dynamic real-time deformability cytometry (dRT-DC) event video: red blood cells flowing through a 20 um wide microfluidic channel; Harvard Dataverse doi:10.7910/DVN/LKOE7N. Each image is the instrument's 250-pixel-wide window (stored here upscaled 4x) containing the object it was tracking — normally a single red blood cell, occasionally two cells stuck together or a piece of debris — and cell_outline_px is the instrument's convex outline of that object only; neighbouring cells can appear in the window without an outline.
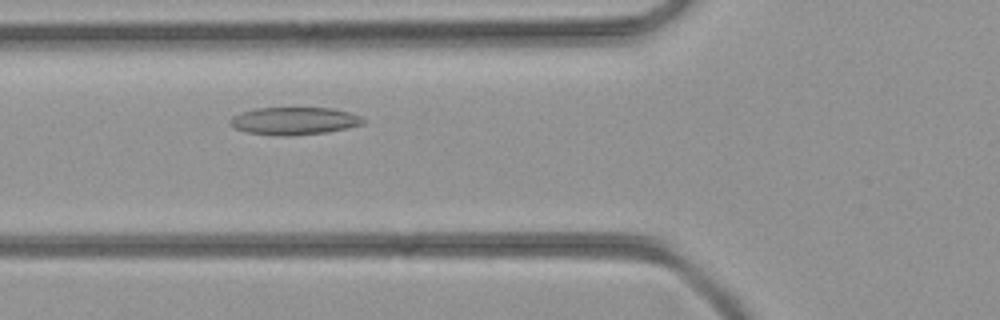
{"species": "common noctule bat (a hibernating species)", "species_latin": "Nyctalus noctula", "temperature_condition": "room temperature", "stored_images_in_passage": 25, "camera_frame_rate_fps": 3000, "um_per_image_px": 0.085, "animal": {"sex": "female", "body_mass_g": 21.9}, "frame": {"image": 1, "passage_image": 3, "time_ms": 0.667, "image_size_px": [1000, 320], "cell_outline_px": [[364, 124], [324, 132], [288, 136], [276, 136], [248, 132], [236, 128], [228, 120], [232, 116], [240, 112], [256, 108], [332, 108], [348, 112], [360, 116], [364, 120]], "centroid_in_image_um": [24.97, 10.27], "position_along_channel_um": 100.8, "area_um2": 21.15}}
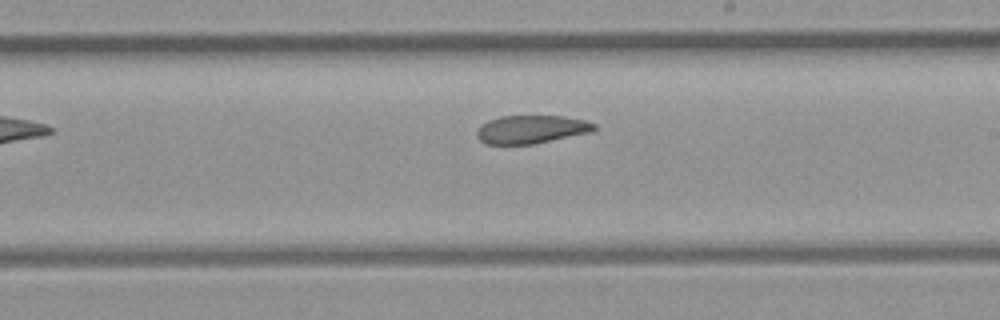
{"frame": {"image": 2, "passage_image": 12, "time_ms": 3.667, "image_size_px": [1000, 320], "cell_outline_px": [[596, 128], [592, 132], [532, 144], [484, 144], [476, 136], [476, 132], [488, 120], [500, 116], [564, 116], [584, 120], [596, 124]], "centroid_in_image_um": [45.17, 10.99], "position_along_channel_um": 243.8, "area_um2": 19.19}}
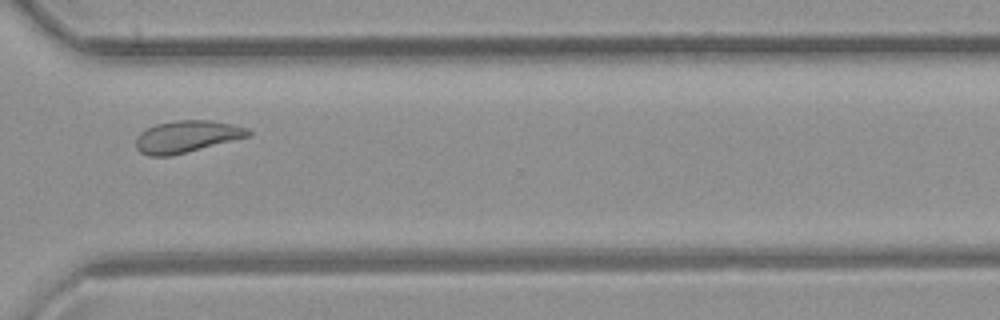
{"frame": {"image": 3, "passage_image": 19, "time_ms": 6.0, "image_size_px": [1000, 320], "cell_outline_px": [[252, 136], [172, 156], [148, 156], [140, 152], [136, 148], [136, 136], [140, 132], [156, 124], [176, 120], [212, 120], [232, 124], [248, 128], [252, 132]], "centroid_in_image_um": [15.9, 11.61], "position_along_channel_um": 354.7, "area_um2": 21.21}}